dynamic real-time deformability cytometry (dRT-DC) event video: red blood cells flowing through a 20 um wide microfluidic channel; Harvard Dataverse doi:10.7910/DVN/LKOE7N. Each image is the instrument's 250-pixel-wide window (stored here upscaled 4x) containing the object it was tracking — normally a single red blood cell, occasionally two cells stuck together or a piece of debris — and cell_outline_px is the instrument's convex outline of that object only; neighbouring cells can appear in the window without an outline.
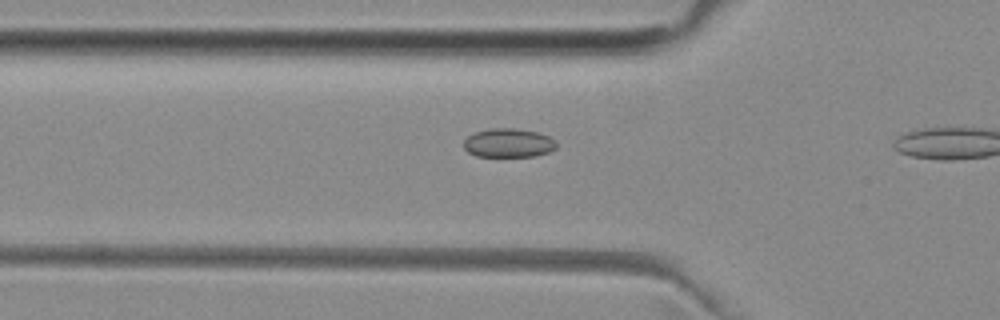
{"species": "common noctule bat (a hibernating species)", "species_latin": "Nyctalus noctula", "temperature_condition": "room temperature", "stored_images_in_passage": 6, "camera_frame_rate_fps": 3000, "um_per_image_px": 0.085, "animal": {"sex": "female", "body_mass_g": 29.2, "forearm_length_mm": 56.3}, "frame": {"image": 1, "passage_image": 4, "time_ms": 1.0, "image_size_px": [1000, 320], "cell_outline_px": [[556, 148], [548, 152], [536, 156], [476, 156], [468, 152], [464, 148], [464, 140], [468, 136], [476, 132], [492, 128], [516, 128], [536, 132], [548, 136], [556, 144]], "centroid_in_image_um": [43.2, 12.15], "position_along_channel_um": 82.6, "area_um2": 15.43}}